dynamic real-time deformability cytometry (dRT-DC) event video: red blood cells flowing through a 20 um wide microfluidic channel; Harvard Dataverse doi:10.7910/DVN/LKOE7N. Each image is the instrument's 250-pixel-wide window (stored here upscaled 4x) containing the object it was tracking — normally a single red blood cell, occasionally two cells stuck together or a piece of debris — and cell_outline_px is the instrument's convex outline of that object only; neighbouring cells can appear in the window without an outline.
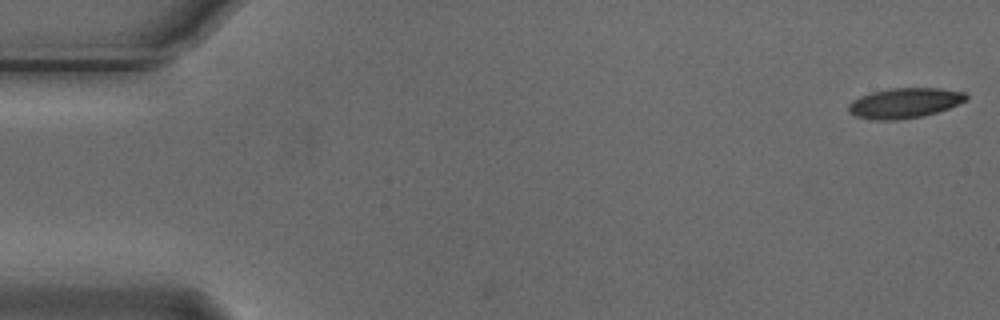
{"species": "Egyptian fruit bat (a non-hibernating species)", "species_latin": "Rousettus aegyptiacus", "temperature_condition": "cold", "stored_images_in_passage": 47, "camera_frame_rate_fps": 3000, "um_per_image_px": 0.085, "animal": {"sex": "male"}, "frame": {"image": 1, "passage_image": 1, "time_ms": 0.0, "image_size_px": [1000, 320], "cell_outline_px": [[968, 100], [948, 108], [924, 116], [896, 120], [872, 120], [856, 116], [848, 112], [848, 104], [852, 100], [860, 96], [872, 92], [888, 88], [940, 88], [964, 92], [968, 96]], "centroid_in_image_um": [76.87, 8.76], "position_along_channel_um": 8.1, "area_um2": 20.81}}
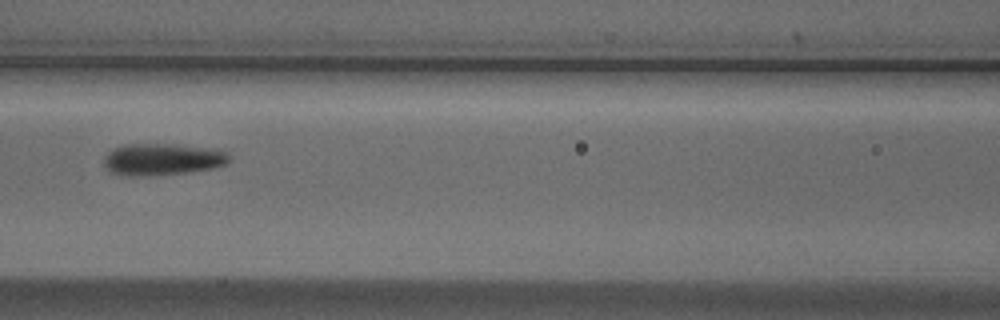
{"frame": {"image": 2, "passage_image": 24, "time_ms": 7.667, "image_size_px": [1000, 320], "cell_outline_px": [[228, 160], [224, 164], [212, 168], [188, 172], [148, 176], [128, 176], [112, 172], [104, 164], [104, 156], [112, 148], [124, 144], [172, 144], [216, 148], [224, 152], [228, 156]], "centroid_in_image_um": [13.76, 13.53], "position_along_channel_um": 152.8, "area_um2": 23.18}}
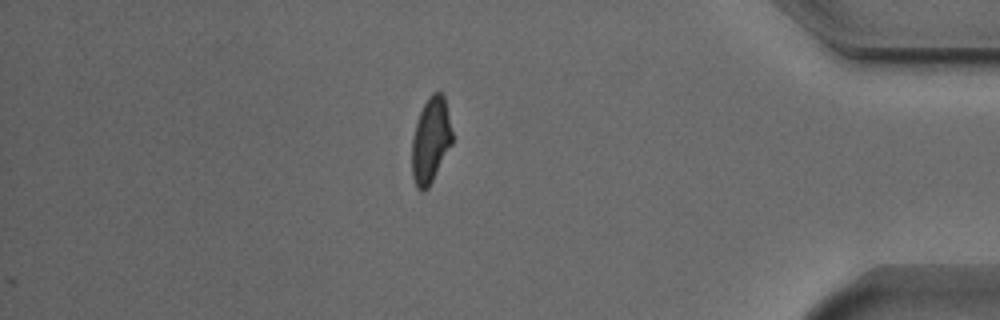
{"frame": {"image": 3, "passage_image": 47, "time_ms": 15.333, "image_size_px": [1000, 320], "cell_outline_px": [[452, 144], [428, 188], [424, 192], [420, 192], [416, 188], [412, 176], [412, 136], [420, 112], [428, 96], [432, 92], [440, 92], [444, 96], [452, 132]], "centroid_in_image_um": [36.59, 11.95], "position_along_channel_um": 398.6, "area_um2": 20.06}, "authors_computed_cell_mechanics": {"area_um2": 21.964, "velocity_mm_per_s": 3.7133, "shape_relaxation_time_tau1_ms": 2.8504, "shape_relaxation_time_tau2_ms": 2.4213, "deformation_change_tau1": 0.1264, "deformation_change_tau2": 0.0959}}